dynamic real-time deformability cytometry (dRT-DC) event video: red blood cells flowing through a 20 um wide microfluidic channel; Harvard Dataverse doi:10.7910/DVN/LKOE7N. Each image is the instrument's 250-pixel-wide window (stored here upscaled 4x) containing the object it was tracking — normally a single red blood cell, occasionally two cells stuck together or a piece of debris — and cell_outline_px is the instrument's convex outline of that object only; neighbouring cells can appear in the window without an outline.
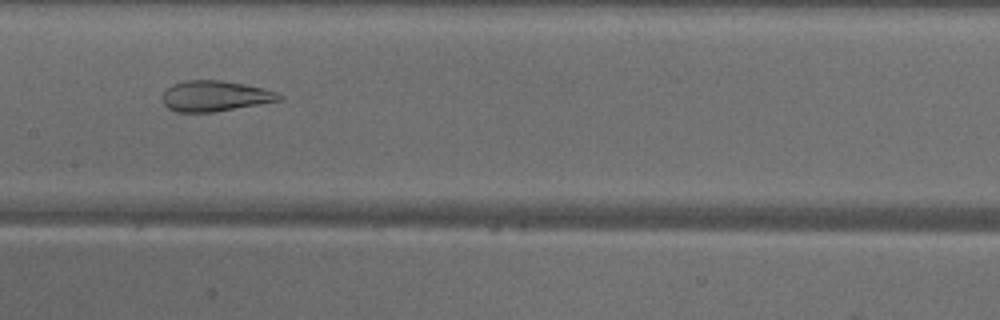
{"species": "common noctule bat (a hibernating species)", "species_latin": "Nyctalus noctula", "temperature_condition": "warm", "stored_images_in_passage": 38, "camera_frame_rate_fps": 3000, "um_per_image_px": 0.085, "animal": {"sex": "male", "body_mass_g": 18.8}, "frame": {"image": 1, "passage_image": 17, "time_ms": 5.333, "image_size_px": [1000, 320], "cell_outline_px": [[284, 100], [212, 112], [176, 112], [168, 108], [164, 104], [160, 96], [172, 84], [188, 80], [220, 80], [244, 84], [264, 88], [276, 92], [284, 96]], "centroid_in_image_um": [18.28, 8.16], "position_along_channel_um": 189.1, "area_um2": 20.92}}
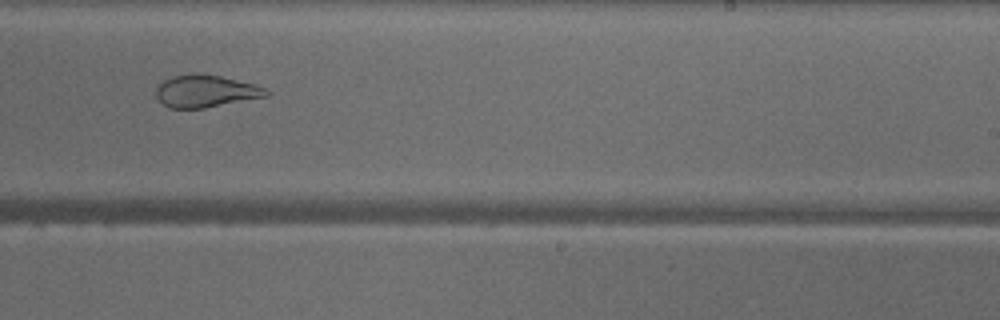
{"frame": {"image": 2, "passage_image": 23, "time_ms": 7.333, "image_size_px": [1000, 320], "cell_outline_px": [[272, 96], [204, 108], [168, 108], [156, 96], [156, 88], [168, 76], [196, 72], [220, 76], [256, 84], [272, 92]], "centroid_in_image_um": [17.53, 7.74], "position_along_channel_um": 271.5, "area_um2": 21.15}}
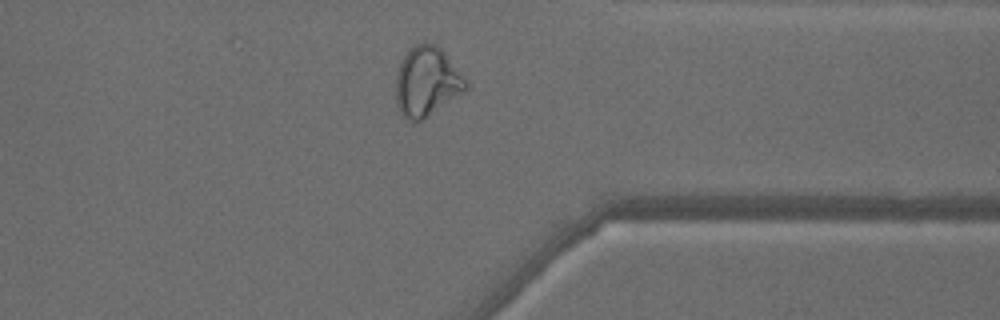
{"frame": {"image": 3, "passage_image": 31, "time_ms": 10.0, "image_size_px": [1000, 320], "cell_outline_px": [[468, 88], [424, 120], [412, 124], [404, 116], [396, 104], [396, 76], [400, 64], [408, 48], [416, 44], [436, 44], [444, 52], [468, 84]], "centroid_in_image_um": [36.24, 6.98], "position_along_channel_um": 375.2, "area_um2": 28.09}, "authors_computed_cell_mechanics": {"area_um2": 25.5765, "velocity_mm_per_s": 4.1304, "shape_relaxation_time_tau1_ms": null, "shape_relaxation_time_tau2_ms": 1.3673, "deformation_change_tau1": null, "deformation_change_tau2": 0.0862}}